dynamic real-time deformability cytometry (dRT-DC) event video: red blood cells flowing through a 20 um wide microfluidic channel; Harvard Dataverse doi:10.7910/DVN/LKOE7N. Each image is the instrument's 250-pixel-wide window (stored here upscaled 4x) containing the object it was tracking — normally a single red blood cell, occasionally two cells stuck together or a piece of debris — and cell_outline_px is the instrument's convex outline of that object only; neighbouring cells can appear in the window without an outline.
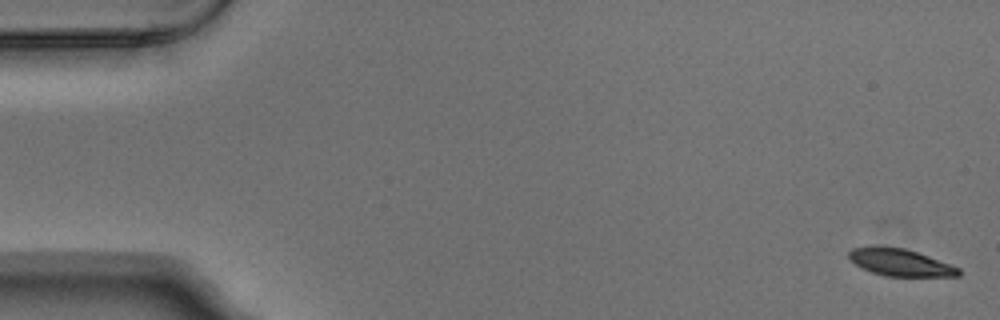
{"species": "Egyptian fruit bat (a non-hibernating species)", "species_latin": "Rousettus aegyptiacus", "temperature_condition": "warm", "stored_images_in_passage": 5, "camera_frame_rate_fps": 3000, "um_per_image_px": 0.085, "animal": {"sex": "male"}, "frame": {"image": 1, "passage_image": 1, "time_ms": 0.0, "image_size_px": [1000, 320], "cell_outline_px": [[960, 276], [884, 276], [872, 272], [856, 264], [848, 256], [848, 252], [852, 248], [868, 244], [876, 244], [904, 248], [928, 256], [960, 268]], "centroid_in_image_um": [76.46, 22.27], "position_along_channel_um": 8.5, "area_um2": 17.51}}
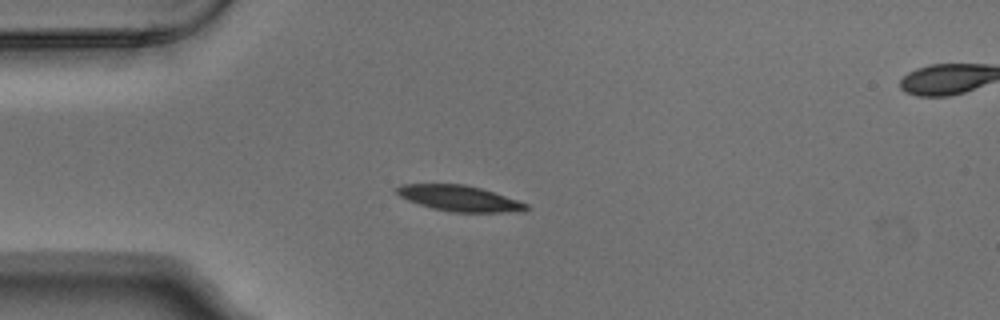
{"frame": {"image": 2, "passage_image": 4, "time_ms": 1.0, "image_size_px": [1000, 320], "cell_outline_px": [[528, 212], [452, 212], [432, 208], [408, 200], [400, 196], [392, 188], [400, 184], [464, 184], [480, 188], [528, 204]], "centroid_in_image_um": [39.03, 16.86], "position_along_channel_um": 46.0, "area_um2": 19.36}}